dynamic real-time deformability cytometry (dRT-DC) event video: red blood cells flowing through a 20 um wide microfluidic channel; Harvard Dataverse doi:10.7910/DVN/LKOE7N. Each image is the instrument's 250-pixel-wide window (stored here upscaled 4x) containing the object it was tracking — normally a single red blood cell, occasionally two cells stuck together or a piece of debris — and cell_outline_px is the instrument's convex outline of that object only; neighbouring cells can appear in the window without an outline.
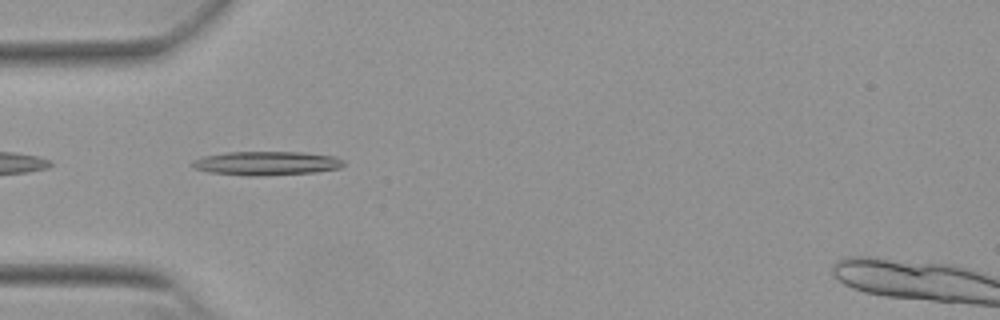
{"species": "Egyptian fruit bat (a non-hibernating species)", "species_latin": "Rousettus aegyptiacus", "temperature_condition": "warm", "stored_images_in_passage": 38, "camera_frame_rate_fps": 3000, "um_per_image_px": 0.085, "animal": {"sex": "female"}, "frame": {"image": 1, "passage_image": 2, "time_ms": 0.333, "image_size_px": [1000, 320], "cell_outline_px": [[344, 164], [340, 168], [316, 172], [256, 176], [244, 176], [208, 172], [192, 168], [192, 160], [204, 156], [228, 152], [300, 152], [336, 156], [344, 160]], "centroid_in_image_um": [22.64, 13.88], "position_along_channel_um": 62.4, "area_um2": 21.21}}
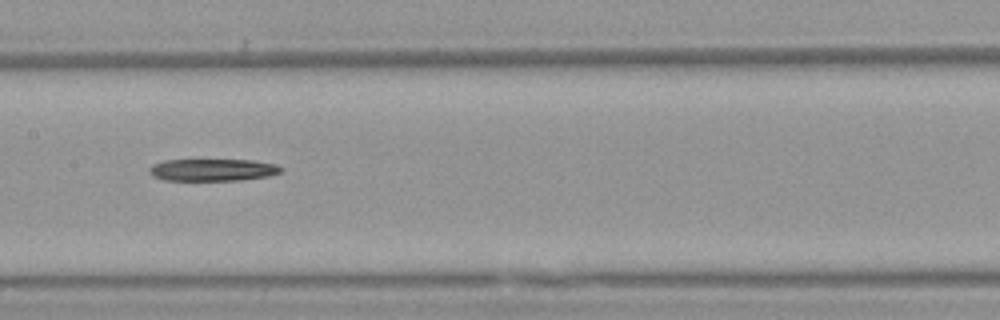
{"frame": {"image": 2, "passage_image": 12, "time_ms": 3.667, "image_size_px": [1000, 320], "cell_outline_px": [[284, 172], [268, 176], [240, 180], [164, 180], [152, 176], [148, 172], [148, 168], [152, 164], [164, 160], [252, 160], [276, 164], [284, 168]], "centroid_in_image_um": [18.08, 14.44], "position_along_channel_um": 189.3, "area_um2": 17.17}}
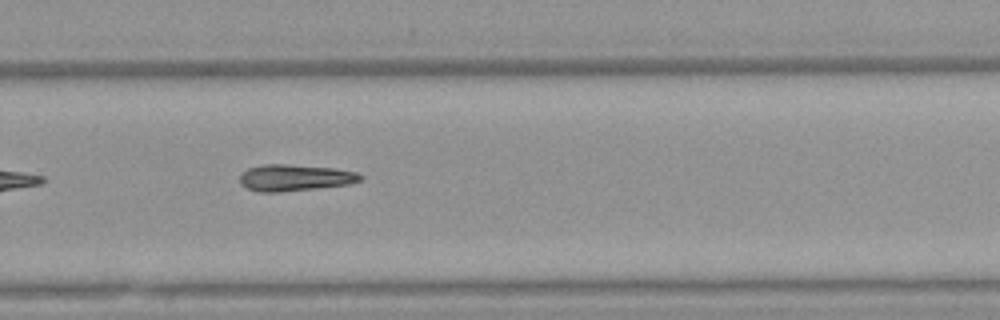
{"frame": {"image": 3, "passage_image": 21, "time_ms": 6.667, "image_size_px": [1000, 320], "cell_outline_px": [[364, 176], [360, 180], [348, 184], [316, 188], [280, 192], [260, 192], [248, 188], [240, 184], [240, 172], [248, 168], [264, 164], [288, 164], [332, 168], [356, 172]], "centroid_in_image_um": [25.02, 15.1], "position_along_channel_um": 304.8, "area_um2": 18.55}, "authors_computed_cell_mechanics": {"area_um2": 18.0047, "velocity_mm_per_s": 3.8635, "shape_relaxation_time_tau1_ms": 9.9881, "shape_relaxation_time_tau2_ms": null, "deformation_change_tau1": 0.2247, "deformation_change_tau2": null}}